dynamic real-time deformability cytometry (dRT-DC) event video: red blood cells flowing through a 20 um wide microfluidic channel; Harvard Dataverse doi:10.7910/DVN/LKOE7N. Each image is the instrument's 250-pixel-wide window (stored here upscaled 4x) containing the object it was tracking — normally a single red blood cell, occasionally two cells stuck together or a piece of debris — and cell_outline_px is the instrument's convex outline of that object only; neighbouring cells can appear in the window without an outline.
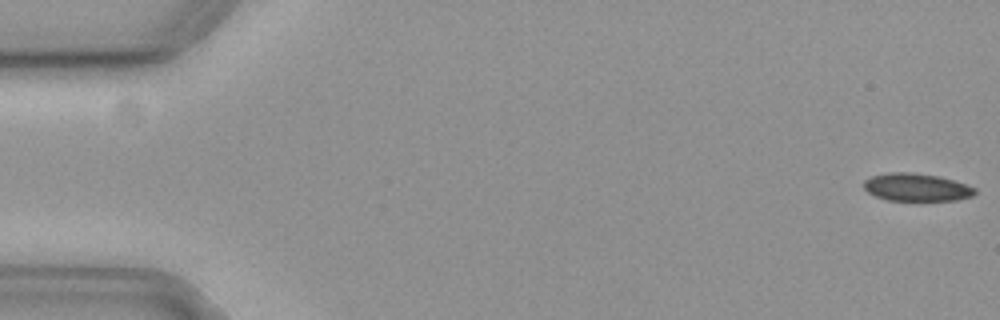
{"species": "common noctule bat (a hibernating species)", "species_latin": "Nyctalus noctula", "temperature_condition": "cold", "stored_images_in_passage": 57, "camera_frame_rate_fps": 3000, "um_per_image_px": 0.085, "animal": {"sex": "female", "body_mass_g": 19.3, "forearm_length_mm": 54.1}, "frame": {"image": 1, "passage_image": 1, "time_ms": 0.0, "image_size_px": [1000, 320], "cell_outline_px": [[976, 192], [972, 196], [956, 200], [884, 200], [868, 192], [864, 188], [864, 180], [872, 176], [888, 172], [912, 172], [936, 176], [952, 180], [976, 188]], "centroid_in_image_um": [77.87, 15.92], "position_along_channel_um": 7.1, "area_um2": 17.8}}
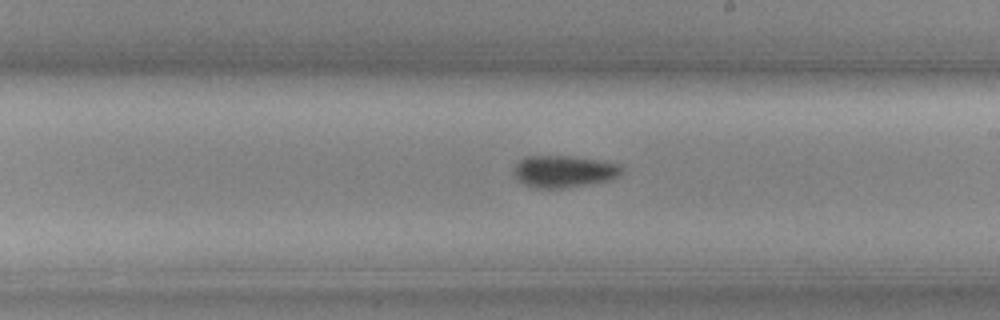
{"frame": {"image": 2, "passage_image": 33, "time_ms": 10.667, "image_size_px": [1000, 320], "cell_outline_px": [[624, 168], [620, 176], [612, 180], [560, 188], [536, 188], [524, 184], [512, 172], [512, 168], [524, 156], [568, 156], [596, 160], [620, 164]], "centroid_in_image_um": [47.94, 14.57], "position_along_channel_um": 241.1, "area_um2": 20.06}}
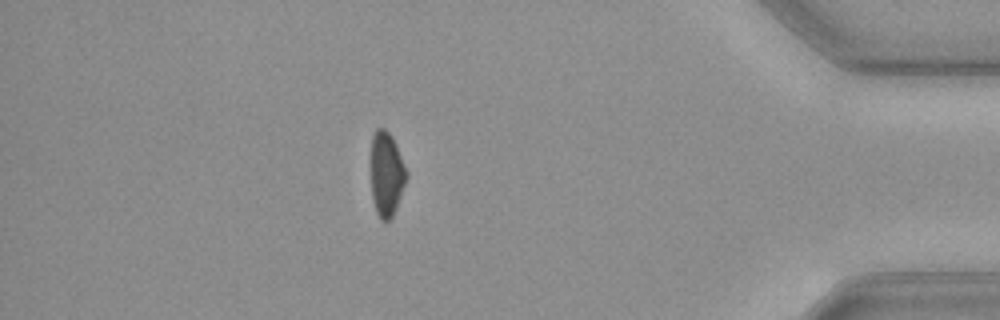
{"frame": {"image": 3, "passage_image": 50, "time_ms": 16.333, "image_size_px": [1000, 320], "cell_outline_px": [[408, 176], [396, 208], [392, 216], [388, 220], [380, 220], [376, 212], [372, 200], [372, 136], [376, 128], [384, 128], [392, 136], [396, 144], [408, 172]], "centroid_in_image_um": [32.87, 14.79], "position_along_channel_um": 402.3, "area_um2": 17.4}}